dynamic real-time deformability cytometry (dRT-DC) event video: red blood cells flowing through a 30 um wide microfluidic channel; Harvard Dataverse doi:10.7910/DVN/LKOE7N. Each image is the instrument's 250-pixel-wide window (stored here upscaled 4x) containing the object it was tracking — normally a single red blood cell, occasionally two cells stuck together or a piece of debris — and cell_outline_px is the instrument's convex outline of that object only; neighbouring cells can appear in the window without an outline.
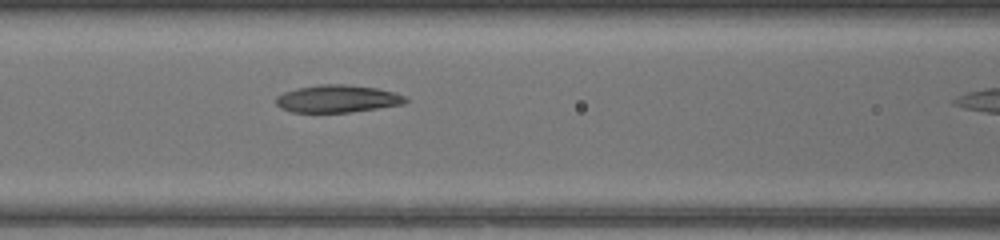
{"species": "common noctule bat (a hibernating species)", "species_latin": "Nyctalus noctula", "temperature_condition": "warm", "stored_images_in_passage": 11, "camera_frame_rate_fps": 3000, "um_per_image_px": 0.085, "animal": {"sex": "female", "body_mass_g": 17.0, "forearm_length_mm": 48.0}, "frame": {"image": 1, "passage_image": 10, "time_ms": 3.0, "image_size_px": [1000, 240], "cell_outline_px": [[408, 100], [404, 104], [352, 112], [292, 112], [280, 108], [276, 104], [276, 96], [284, 92], [296, 88], [320, 84], [348, 84], [376, 88], [392, 92], [404, 96]], "centroid_in_image_um": [28.65, 8.39], "position_along_channel_um": 137.9, "area_um2": 20.75}}